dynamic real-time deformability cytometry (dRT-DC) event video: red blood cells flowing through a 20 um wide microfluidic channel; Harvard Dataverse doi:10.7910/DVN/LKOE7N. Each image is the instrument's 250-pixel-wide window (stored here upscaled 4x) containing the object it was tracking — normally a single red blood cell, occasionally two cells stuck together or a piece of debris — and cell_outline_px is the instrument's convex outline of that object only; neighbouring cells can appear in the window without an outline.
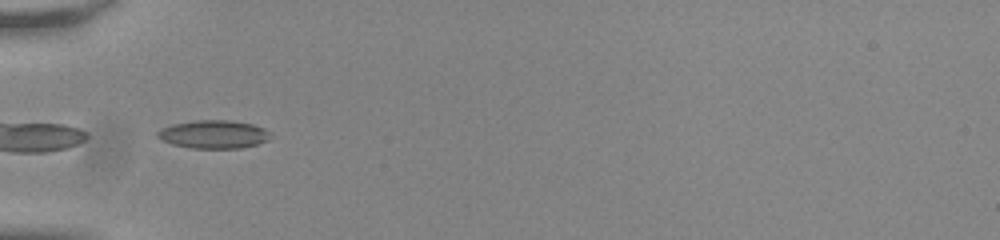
{"species": "common noctule bat (a hibernating species)", "species_latin": "Nyctalus noctula", "temperature_condition": "room temperature", "stored_images_in_passage": 36, "camera_frame_rate_fps": 3000, "um_per_image_px": 0.085, "animal": {"sex": "male", "body_mass_g": 20.0, "forearm_length_mm": 53.3}, "frame": {"image": 1, "passage_image": 1, "time_ms": 0.0, "image_size_px": [1000, 240], "cell_outline_px": [[272, 132], [268, 140], [256, 144], [240, 148], [192, 148], [172, 144], [156, 136], [156, 132], [160, 128], [172, 124], [196, 120], [228, 120], [252, 124], [264, 128]], "centroid_in_image_um": [18.16, 11.41], "position_along_channel_um": 66.8, "area_um2": 18.55}}
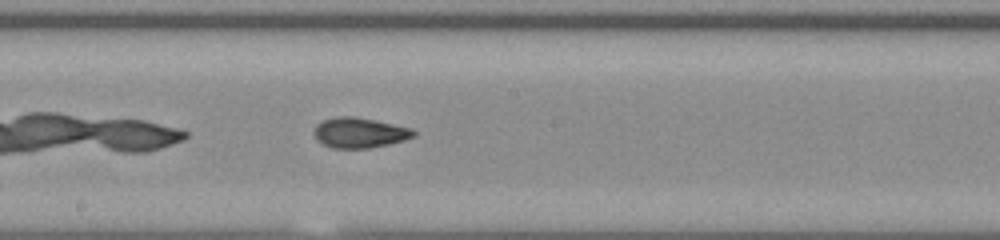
{"frame": {"image": 2, "passage_image": 13, "time_ms": 4.0, "image_size_px": [1000, 240], "cell_outline_px": [[416, 136], [404, 140], [388, 144], [368, 148], [332, 148], [316, 140], [316, 124], [324, 120], [336, 116], [352, 116], [376, 120], [412, 128], [416, 132]], "centroid_in_image_um": [30.6, 11.27], "position_along_channel_um": 217.6, "area_um2": 17.46}}
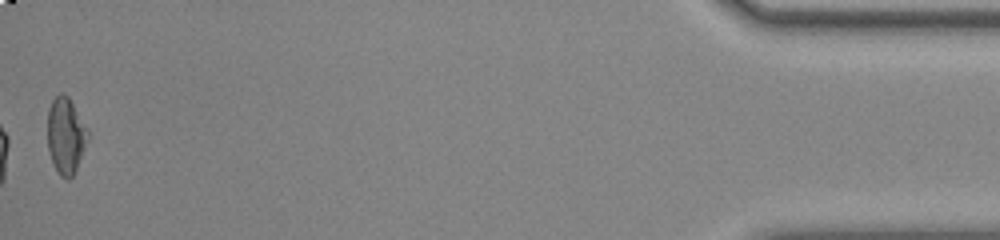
{"frame": {"image": 3, "passage_image": 36, "time_ms": 11.667, "image_size_px": [1000, 240], "cell_outline_px": [[88, 140], [76, 168], [72, 176], [68, 180], [60, 176], [52, 160], [48, 148], [48, 108], [52, 100], [60, 92], [64, 92], [68, 96], [88, 128]], "centroid_in_image_um": [5.59, 11.49], "position_along_channel_um": 429.6, "area_um2": 17.8}, "authors_computed_cell_mechanics": {"area_um2": 17.4267, "velocity_mm_per_s": 3.8396, "shape_relaxation_time_tau1_ms": 5.0292, "shape_relaxation_time_tau2_ms": 1.9098, "deformation_change_tau1": 0.1349, "deformation_change_tau2": 0.0864}}